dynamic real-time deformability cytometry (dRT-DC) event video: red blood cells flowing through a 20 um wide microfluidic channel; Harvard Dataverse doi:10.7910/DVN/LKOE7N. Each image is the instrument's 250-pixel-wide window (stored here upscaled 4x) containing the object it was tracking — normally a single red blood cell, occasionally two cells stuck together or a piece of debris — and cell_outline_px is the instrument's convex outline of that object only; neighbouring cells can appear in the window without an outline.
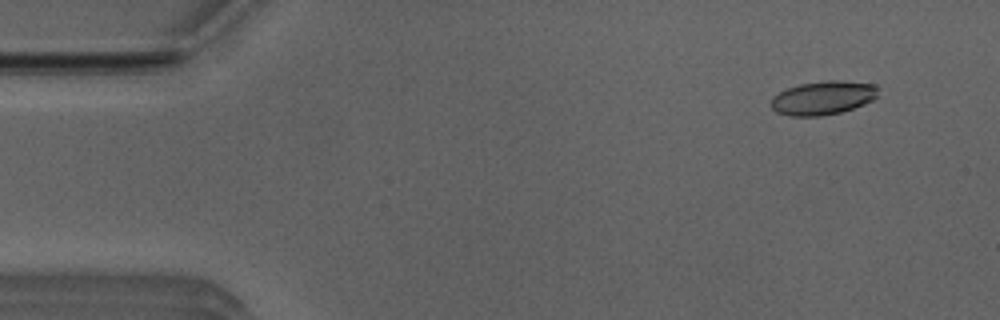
{"species": "Egyptian fruit bat (a non-hibernating species)", "species_latin": "Rousettus aegyptiacus", "temperature_condition": "room temperature", "stored_images_in_passage": 41, "camera_frame_rate_fps": 3000, "um_per_image_px": 0.085, "animal": {"sex": "male"}, "frame": {"image": 1, "passage_image": 5, "time_ms": 1.333, "image_size_px": [1000, 320], "cell_outline_px": [[880, 96], [864, 104], [840, 112], [820, 116], [792, 116], [776, 112], [772, 108], [772, 96], [788, 88], [800, 84], [828, 80], [836, 80], [872, 84], [876, 88]], "centroid_in_image_um": [69.95, 8.32], "position_along_channel_um": 15.0, "area_um2": 20.81}}
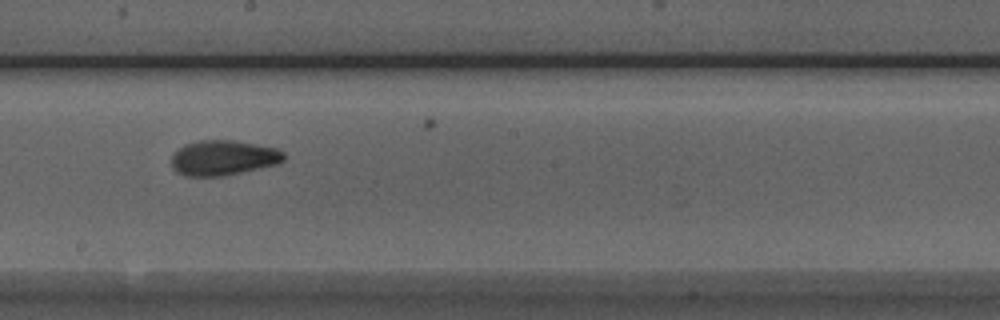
{"frame": {"image": 2, "passage_image": 29, "time_ms": 9.333, "image_size_px": [1000, 320], "cell_outline_px": [[288, 156], [284, 160], [276, 164], [224, 176], [184, 176], [176, 172], [172, 168], [172, 156], [184, 144], [200, 140], [232, 140], [276, 148], [284, 152]], "centroid_in_image_um": [18.98, 13.42], "position_along_channel_um": 229.2, "area_um2": 22.95}}
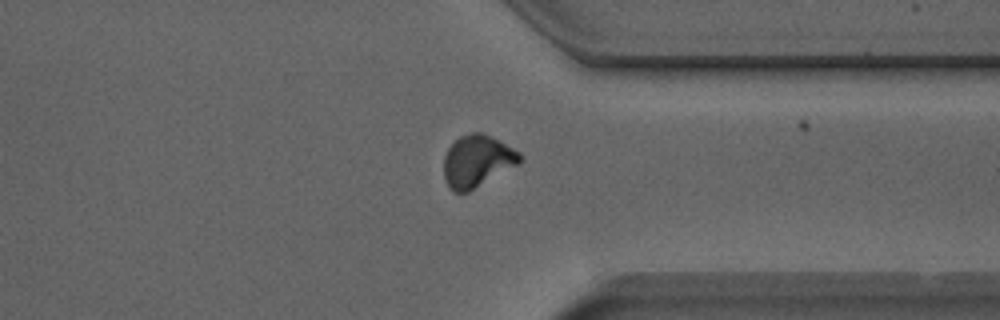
{"frame": {"image": 3, "passage_image": 40, "time_ms": 13.0, "image_size_px": [1000, 320], "cell_outline_px": [[520, 164], [468, 192], [452, 192], [444, 180], [444, 156], [448, 148], [460, 136], [472, 132], [480, 132], [492, 136], [500, 140], [520, 152]], "centroid_in_image_um": [40.56, 13.7], "position_along_channel_um": 370.8, "area_um2": 23.18}}